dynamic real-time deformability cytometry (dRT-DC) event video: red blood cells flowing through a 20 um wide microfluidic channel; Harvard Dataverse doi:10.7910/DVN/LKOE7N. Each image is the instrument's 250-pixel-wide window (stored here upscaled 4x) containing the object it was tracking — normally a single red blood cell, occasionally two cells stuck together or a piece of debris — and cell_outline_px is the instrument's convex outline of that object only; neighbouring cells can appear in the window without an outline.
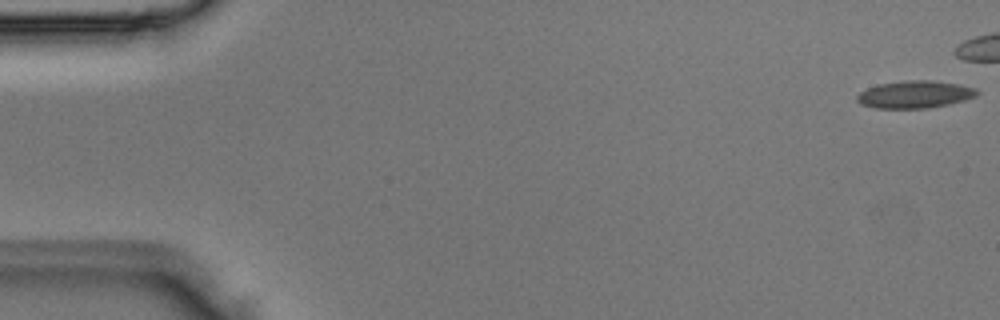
{"species": "Egyptian fruit bat (a non-hibernating species)", "species_latin": "Rousettus aegyptiacus", "temperature_condition": "room temperature", "stored_images_in_passage": 3, "segment_of_instrument_passage": [2, 2], "camera_frame_rate_fps": 3000, "um_per_image_px": 0.085, "animal": {"sex": "male"}, "frame": {"image": 1, "passage_image": 3, "time_ms": 0.667, "image_size_px": [1000, 320], "cell_outline_px": [[980, 92], [976, 96], [964, 100], [948, 104], [928, 108], [876, 108], [860, 104], [856, 100], [856, 96], [860, 92], [868, 88], [880, 84], [904, 80], [932, 80], [956, 84], [976, 88]], "centroid_in_image_um": [77.75, 8.03], "position_along_channel_um": 7.2, "area_um2": 19.07}}